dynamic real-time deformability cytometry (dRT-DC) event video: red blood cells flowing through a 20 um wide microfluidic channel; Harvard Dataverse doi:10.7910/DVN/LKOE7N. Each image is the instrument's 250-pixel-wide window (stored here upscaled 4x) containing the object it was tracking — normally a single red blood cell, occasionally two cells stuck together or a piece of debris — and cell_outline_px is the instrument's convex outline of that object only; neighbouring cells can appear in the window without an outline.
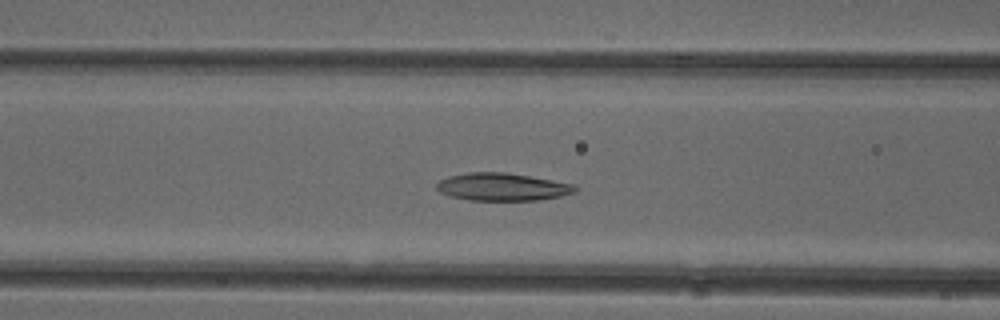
{"species": "common noctule bat (a hibernating species)", "species_latin": "Nyctalus noctula", "temperature_condition": "cold", "stored_images_in_passage": 50, "camera_frame_rate_fps": 3000, "um_per_image_px": 0.085, "animal": {"sex": "female"}, "frame": {"image": 1, "passage_image": 19, "time_ms": 6.0, "image_size_px": [1000, 320], "cell_outline_px": [[576, 192], [560, 196], [536, 200], [468, 200], [452, 196], [440, 192], [436, 188], [436, 184], [440, 180], [448, 176], [468, 172], [504, 172], [576, 184]], "centroid_in_image_um": [42.69, 15.88], "position_along_channel_um": 123.9, "area_um2": 22.2}}
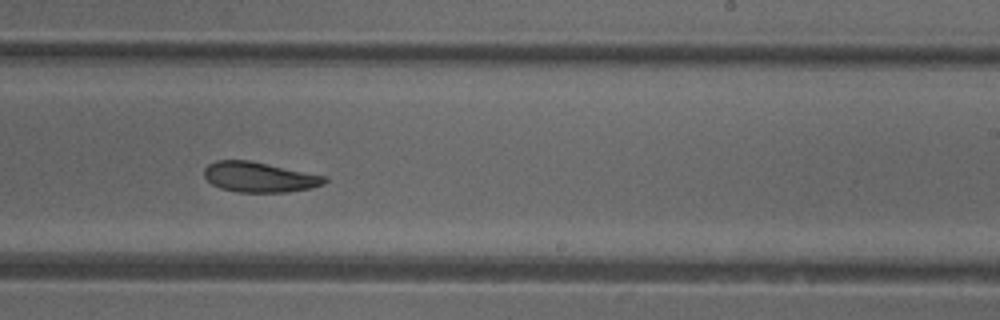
{"frame": {"image": 2, "passage_image": 30, "time_ms": 9.667, "image_size_px": [1000, 320], "cell_outline_px": [[328, 180], [324, 184], [312, 188], [288, 192], [240, 192], [220, 188], [212, 184], [204, 176], [204, 168], [208, 164], [216, 160], [248, 160], [328, 176]], "centroid_in_image_um": [22.07, 15.05], "position_along_channel_um": 266.9, "area_um2": 21.27}}
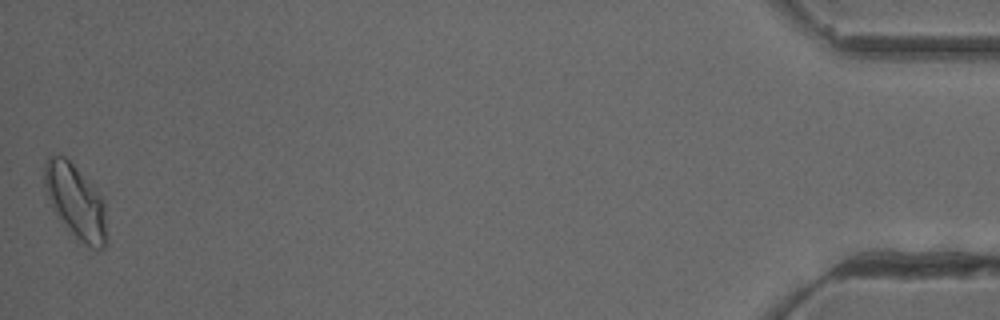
{"frame": {"image": 3, "passage_image": 50, "time_ms": 16.333, "image_size_px": [1000, 320], "cell_outline_px": [[108, 244], [100, 252], [92, 248], [80, 240], [56, 216], [52, 208], [44, 184], [44, 164], [48, 156], [64, 156], [104, 196]], "centroid_in_image_um": [6.48, 17.17], "position_along_channel_um": 428.7, "area_um2": 27.05}, "authors_computed_cell_mechanics": {"area_um2": 22.4264, "velocity_mm_per_s": 3.8979, "shape_relaxation_time_tau1_ms": 5.6005, "shape_relaxation_time_tau2_ms": 6.3674, "deformation_change_tau1": 0.1187, "deformation_change_tau2": 0.1248}}